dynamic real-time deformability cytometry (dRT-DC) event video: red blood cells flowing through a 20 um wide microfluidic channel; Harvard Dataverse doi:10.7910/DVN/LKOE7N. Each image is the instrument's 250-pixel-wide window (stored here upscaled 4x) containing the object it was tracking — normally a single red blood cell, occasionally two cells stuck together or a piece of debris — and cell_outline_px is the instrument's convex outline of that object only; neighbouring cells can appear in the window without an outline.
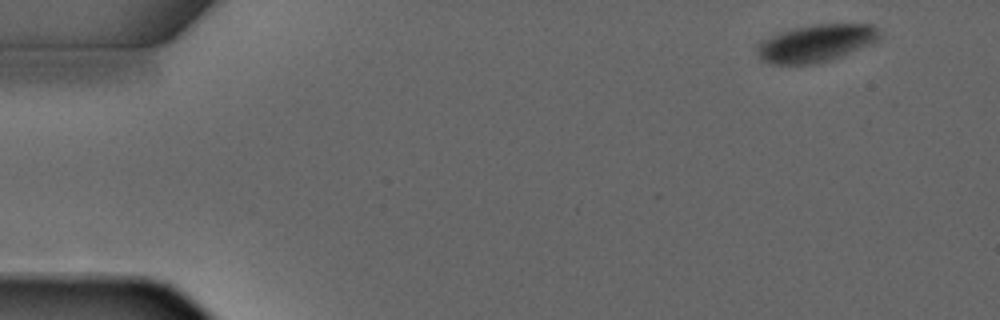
{"species": "common noctule bat (a hibernating species)", "species_latin": "Nyctalus noctula", "temperature_condition": "warm", "stored_images_in_passage": 4, "segment_of_instrument_passage": [1, 2], "camera_frame_rate_fps": 3000, "um_per_image_px": 0.085, "animal": {"sex": "male", "forearm_length_mm": 52.5}, "frame": {"image": 1, "passage_image": 1, "time_ms": 0.0, "image_size_px": [1000, 320], "cell_outline_px": [[880, 40], [872, 44], [840, 56], [828, 60], [812, 64], [768, 64], [760, 60], [756, 52], [756, 44], [760, 40], [768, 36], [780, 32], [796, 28], [816, 24], [872, 24], [880, 32]], "centroid_in_image_um": [69.31, 3.67], "position_along_channel_um": 15.7, "area_um2": 26.82}}
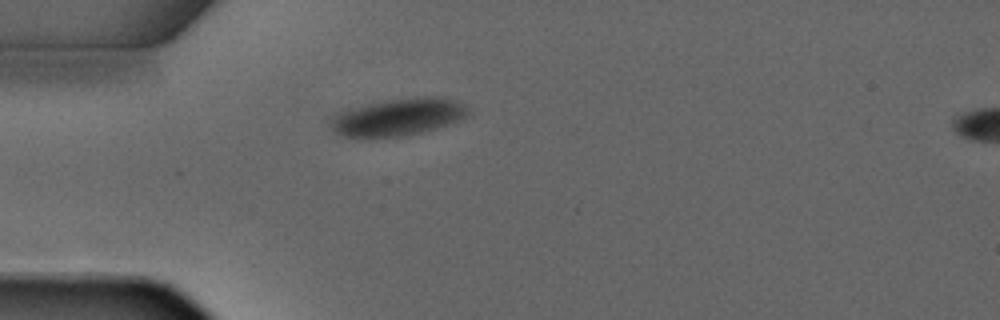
{"frame": {"image": 2, "passage_image": 3, "time_ms": 3.0, "image_size_px": [1000, 320], "cell_outline_px": [[472, 116], [448, 124], [420, 132], [400, 136], [344, 136], [336, 132], [328, 124], [328, 116], [336, 112], [368, 104], [388, 100], [412, 96], [440, 96], [460, 100], [468, 104], [472, 108]], "centroid_in_image_um": [33.94, 9.9], "position_along_channel_um": 51.1, "area_um2": 30.4}}